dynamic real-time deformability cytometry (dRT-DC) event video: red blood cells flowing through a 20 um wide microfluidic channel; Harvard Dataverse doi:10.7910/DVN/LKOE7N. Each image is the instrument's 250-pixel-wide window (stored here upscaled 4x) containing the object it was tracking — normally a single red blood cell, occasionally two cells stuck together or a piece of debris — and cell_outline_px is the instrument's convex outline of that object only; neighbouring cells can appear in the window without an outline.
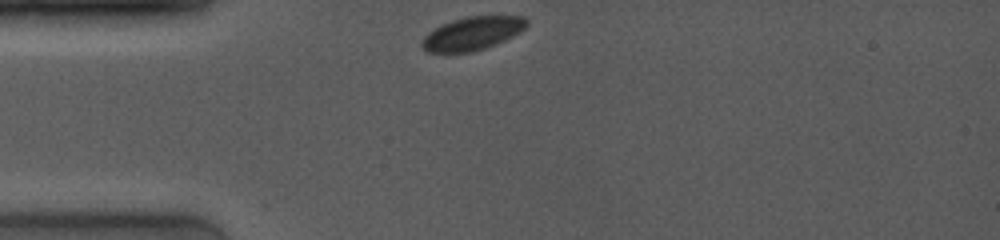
{"species": "common noctule bat (a hibernating species)", "species_latin": "Nyctalus noctula", "temperature_condition": "room temperature", "stored_images_in_passage": 16, "camera_frame_rate_fps": 4000, "um_per_image_px": 0.085, "animal": {"sex": "female", "body_mass_g": 19.0, "forearm_length_mm": 53.3}, "frame": {"image": 1, "passage_image": 1, "time_ms": 0.0, "image_size_px": [1000, 240], "cell_outline_px": [[528, 24], [520, 32], [496, 44], [472, 52], [428, 52], [420, 44], [420, 40], [428, 32], [452, 20], [468, 16], [524, 16], [528, 20]], "centroid_in_image_um": [40.15, 2.84], "position_along_channel_um": 44.8, "area_um2": 20.17}}
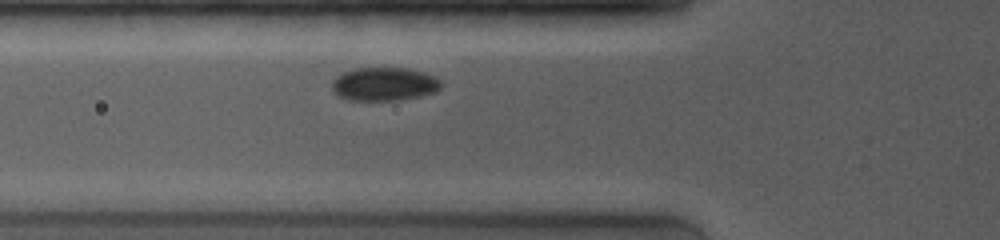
{"frame": {"image": 2, "passage_image": 13, "time_ms": 1.75, "image_size_px": [1000, 240], "cell_outline_px": [[444, 84], [436, 92], [420, 96], [400, 100], [348, 100], [336, 96], [332, 88], [332, 80], [336, 76], [344, 72], [356, 68], [408, 68], [436, 76]], "centroid_in_image_um": [32.67, 7.15], "position_along_channel_um": 93.1, "area_um2": 21.5}}